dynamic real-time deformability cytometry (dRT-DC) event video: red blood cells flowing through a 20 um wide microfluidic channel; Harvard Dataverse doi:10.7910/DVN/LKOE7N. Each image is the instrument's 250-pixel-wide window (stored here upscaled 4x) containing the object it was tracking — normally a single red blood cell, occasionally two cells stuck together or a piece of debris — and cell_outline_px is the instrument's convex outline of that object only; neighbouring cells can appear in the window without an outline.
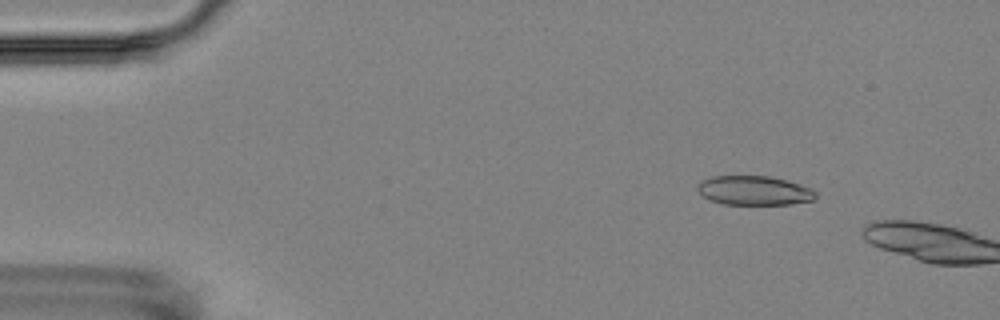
{"species": "Egyptian fruit bat (a non-hibernating species)", "species_latin": "Rousettus aegyptiacus", "temperature_condition": "room temperature", "stored_images_in_passage": 3, "camera_frame_rate_fps": 3000, "um_per_image_px": 0.085, "animal": {"sex": "female"}, "frame": {"image": 1, "passage_image": 2, "time_ms": 2.0, "image_size_px": [1000, 320], "cell_outline_px": [[816, 200], [792, 204], [724, 204], [712, 200], [704, 196], [696, 188], [696, 184], [712, 176], [768, 176], [800, 184], [812, 188], [816, 192]], "centroid_in_image_um": [64.14, 16.19], "position_along_channel_um": 20.9, "area_um2": 20.06}}